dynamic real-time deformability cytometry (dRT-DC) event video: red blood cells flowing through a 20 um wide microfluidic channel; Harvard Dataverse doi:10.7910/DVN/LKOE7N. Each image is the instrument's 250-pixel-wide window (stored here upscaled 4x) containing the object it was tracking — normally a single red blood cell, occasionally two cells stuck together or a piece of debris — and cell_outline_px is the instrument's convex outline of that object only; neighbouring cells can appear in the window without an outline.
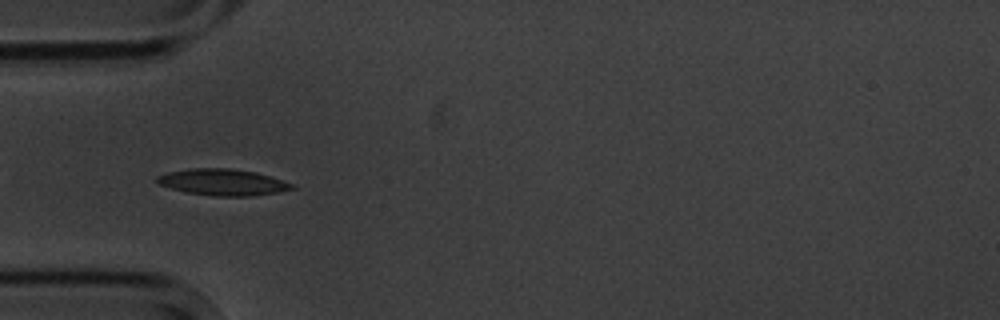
{"species": "common noctule bat (a hibernating species)", "species_latin": "Nyctalus noctula", "temperature_condition": "cold", "stored_images_in_passage": 9, "camera_frame_rate_fps": 3000, "um_per_image_px": 0.085, "animal": {"sex": "male", "body_mass_g": 20.1, "forearm_length_mm": 53.5}, "frame": {"image": 1, "passage_image": 6, "time_ms": 6.0, "image_size_px": [1000, 320], "cell_outline_px": [[296, 188], [276, 192], [252, 196], [212, 196], [184, 192], [160, 184], [156, 180], [156, 176], [168, 172], [188, 168], [228, 168], [256, 172], [292, 184]], "centroid_in_image_um": [18.89, 15.49], "position_along_channel_um": 66.1, "area_um2": 20.58}}
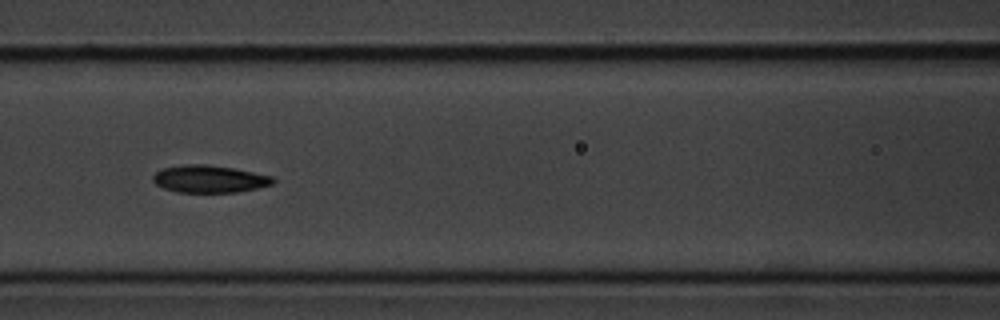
{"frame": {"image": 2, "passage_image": 8, "time_ms": 8.333, "image_size_px": [1000, 320], "cell_outline_px": [[276, 180], [272, 184], [256, 188], [236, 192], [176, 192], [164, 188], [156, 184], [152, 180], [152, 176], [156, 172], [164, 168], [188, 164], [208, 164], [232, 168], [272, 176]], "centroid_in_image_um": [17.78, 15.21], "position_along_channel_um": 148.8, "area_um2": 18.96}}
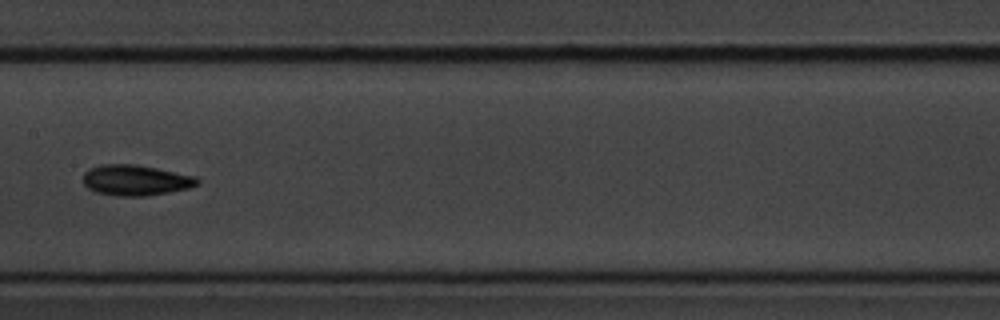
{"frame": {"image": 3, "passage_image": 9, "time_ms": 9.667, "image_size_px": [1000, 320], "cell_outline_px": [[200, 184], [188, 188], [148, 196], [116, 196], [96, 192], [88, 188], [84, 184], [84, 172], [88, 168], [100, 164], [136, 164], [196, 176], [200, 180]], "centroid_in_image_um": [11.53, 15.31], "position_along_channel_um": 195.9, "area_um2": 20.52}}